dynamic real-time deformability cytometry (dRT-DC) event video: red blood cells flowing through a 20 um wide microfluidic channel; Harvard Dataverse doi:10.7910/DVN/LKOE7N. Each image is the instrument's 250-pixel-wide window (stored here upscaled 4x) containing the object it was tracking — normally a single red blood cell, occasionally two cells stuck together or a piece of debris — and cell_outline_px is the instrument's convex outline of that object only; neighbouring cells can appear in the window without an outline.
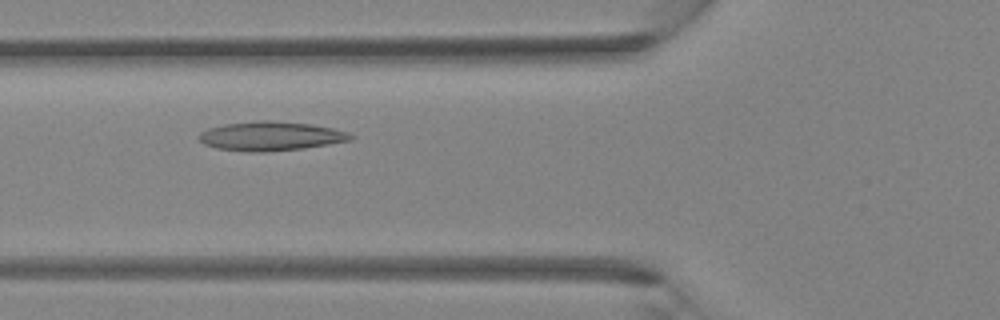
{"species": "Egyptian fruit bat (a non-hibernating species)", "species_latin": "Rousettus aegyptiacus", "temperature_condition": "room temperature", "stored_images_in_passage": 38, "camera_frame_rate_fps": 3000, "um_per_image_px": 0.085, "animal": {"sex": "female"}, "frame": {"image": 1, "passage_image": 12, "time_ms": 3.667, "image_size_px": [1000, 320], "cell_outline_px": [[356, 136], [352, 140], [304, 148], [264, 152], [248, 152], [216, 148], [204, 144], [200, 140], [200, 132], [208, 128], [224, 124], [260, 120], [268, 120], [312, 124], [332, 128], [348, 132]], "centroid_in_image_um": [23.03, 11.57], "position_along_channel_um": 102.8, "area_um2": 25.78}}
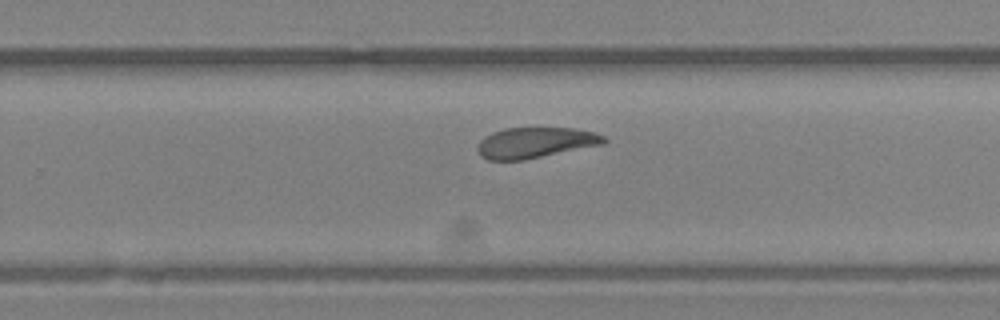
{"frame": {"image": 2, "passage_image": 23, "time_ms": 7.333, "image_size_px": [1000, 320], "cell_outline_px": [[608, 140], [604, 144], [524, 160], [488, 160], [480, 156], [476, 148], [480, 140], [484, 136], [492, 132], [504, 128], [576, 128], [596, 132], [604, 136]], "centroid_in_image_um": [45.5, 12.12], "position_along_channel_um": 284.3, "area_um2": 22.83}}
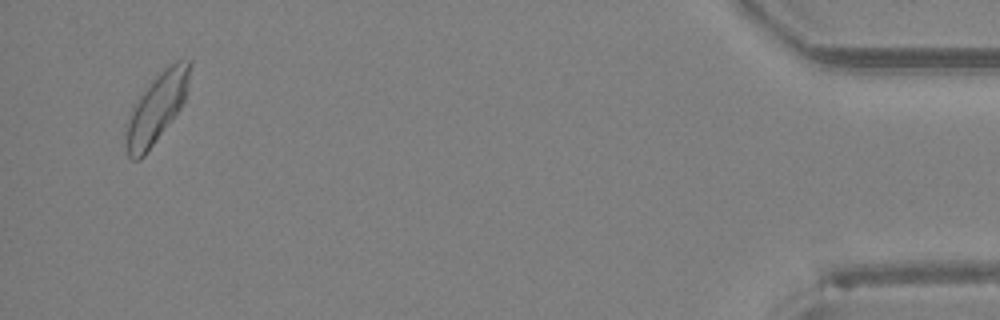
{"frame": {"image": 3, "passage_image": 36, "time_ms": 11.667, "image_size_px": [1000, 320], "cell_outline_px": [[192, 64], [188, 88], [184, 100], [180, 108], [144, 156], [140, 160], [132, 160], [128, 156], [124, 136], [124, 132], [128, 116], [132, 108], [140, 96], [152, 80], [164, 68], [176, 60], [192, 60]], "centroid_in_image_um": [13.3, 9.18], "position_along_channel_um": 421.9, "area_um2": 25.61}}